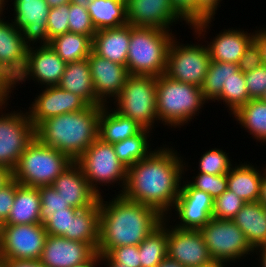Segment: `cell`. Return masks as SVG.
Listing matches in <instances>:
<instances>
[{
	"label": "cell",
	"instance_id": "cell-16",
	"mask_svg": "<svg viewBox=\"0 0 266 267\" xmlns=\"http://www.w3.org/2000/svg\"><path fill=\"white\" fill-rule=\"evenodd\" d=\"M13 25L22 32L26 44L49 45L47 20L50 7L45 0H14ZM35 43V44H34Z\"/></svg>",
	"mask_w": 266,
	"mask_h": 267
},
{
	"label": "cell",
	"instance_id": "cell-2",
	"mask_svg": "<svg viewBox=\"0 0 266 267\" xmlns=\"http://www.w3.org/2000/svg\"><path fill=\"white\" fill-rule=\"evenodd\" d=\"M111 200L99 197V242L97 251L106 255L112 248L139 245L158 228L163 219L155 208L115 194Z\"/></svg>",
	"mask_w": 266,
	"mask_h": 267
},
{
	"label": "cell",
	"instance_id": "cell-49",
	"mask_svg": "<svg viewBox=\"0 0 266 267\" xmlns=\"http://www.w3.org/2000/svg\"><path fill=\"white\" fill-rule=\"evenodd\" d=\"M19 185L20 184L12 178L0 188V226L3 225L9 217L15 198L16 188Z\"/></svg>",
	"mask_w": 266,
	"mask_h": 267
},
{
	"label": "cell",
	"instance_id": "cell-34",
	"mask_svg": "<svg viewBox=\"0 0 266 267\" xmlns=\"http://www.w3.org/2000/svg\"><path fill=\"white\" fill-rule=\"evenodd\" d=\"M150 131L149 129H143L139 134L133 137L112 144L119 161L127 169L138 161L143 160L154 151L148 140V138L151 137L150 134L153 133Z\"/></svg>",
	"mask_w": 266,
	"mask_h": 267
},
{
	"label": "cell",
	"instance_id": "cell-4",
	"mask_svg": "<svg viewBox=\"0 0 266 267\" xmlns=\"http://www.w3.org/2000/svg\"><path fill=\"white\" fill-rule=\"evenodd\" d=\"M156 99L159 123L175 129L188 125L208 103L201 87L182 83L165 74L156 79Z\"/></svg>",
	"mask_w": 266,
	"mask_h": 267
},
{
	"label": "cell",
	"instance_id": "cell-12",
	"mask_svg": "<svg viewBox=\"0 0 266 267\" xmlns=\"http://www.w3.org/2000/svg\"><path fill=\"white\" fill-rule=\"evenodd\" d=\"M48 234L41 223L0 226V259L39 260Z\"/></svg>",
	"mask_w": 266,
	"mask_h": 267
},
{
	"label": "cell",
	"instance_id": "cell-37",
	"mask_svg": "<svg viewBox=\"0 0 266 267\" xmlns=\"http://www.w3.org/2000/svg\"><path fill=\"white\" fill-rule=\"evenodd\" d=\"M249 100L244 73L240 70L226 82L221 94L215 99L216 102L221 101V103L225 104L226 108L228 107L227 110H230V115H233Z\"/></svg>",
	"mask_w": 266,
	"mask_h": 267
},
{
	"label": "cell",
	"instance_id": "cell-42",
	"mask_svg": "<svg viewBox=\"0 0 266 267\" xmlns=\"http://www.w3.org/2000/svg\"><path fill=\"white\" fill-rule=\"evenodd\" d=\"M187 182L195 189L208 193L214 200L227 190V174L212 175L198 172Z\"/></svg>",
	"mask_w": 266,
	"mask_h": 267
},
{
	"label": "cell",
	"instance_id": "cell-50",
	"mask_svg": "<svg viewBox=\"0 0 266 267\" xmlns=\"http://www.w3.org/2000/svg\"><path fill=\"white\" fill-rule=\"evenodd\" d=\"M175 12L191 28L195 24V0H170Z\"/></svg>",
	"mask_w": 266,
	"mask_h": 267
},
{
	"label": "cell",
	"instance_id": "cell-46",
	"mask_svg": "<svg viewBox=\"0 0 266 267\" xmlns=\"http://www.w3.org/2000/svg\"><path fill=\"white\" fill-rule=\"evenodd\" d=\"M250 99H261L266 91V65L244 73Z\"/></svg>",
	"mask_w": 266,
	"mask_h": 267
},
{
	"label": "cell",
	"instance_id": "cell-52",
	"mask_svg": "<svg viewBox=\"0 0 266 267\" xmlns=\"http://www.w3.org/2000/svg\"><path fill=\"white\" fill-rule=\"evenodd\" d=\"M7 267H45L39 260L1 259Z\"/></svg>",
	"mask_w": 266,
	"mask_h": 267
},
{
	"label": "cell",
	"instance_id": "cell-30",
	"mask_svg": "<svg viewBox=\"0 0 266 267\" xmlns=\"http://www.w3.org/2000/svg\"><path fill=\"white\" fill-rule=\"evenodd\" d=\"M99 214V200L93 206L79 210L71 217L70 233H66V238L88 243L97 251Z\"/></svg>",
	"mask_w": 266,
	"mask_h": 267
},
{
	"label": "cell",
	"instance_id": "cell-28",
	"mask_svg": "<svg viewBox=\"0 0 266 267\" xmlns=\"http://www.w3.org/2000/svg\"><path fill=\"white\" fill-rule=\"evenodd\" d=\"M232 221L243 231L253 249L266 245V215L259 202H246Z\"/></svg>",
	"mask_w": 266,
	"mask_h": 267
},
{
	"label": "cell",
	"instance_id": "cell-22",
	"mask_svg": "<svg viewBox=\"0 0 266 267\" xmlns=\"http://www.w3.org/2000/svg\"><path fill=\"white\" fill-rule=\"evenodd\" d=\"M52 186L71 207L79 210L93 206L100 197L91 188L76 162L60 174Z\"/></svg>",
	"mask_w": 266,
	"mask_h": 267
},
{
	"label": "cell",
	"instance_id": "cell-36",
	"mask_svg": "<svg viewBox=\"0 0 266 267\" xmlns=\"http://www.w3.org/2000/svg\"><path fill=\"white\" fill-rule=\"evenodd\" d=\"M239 71L238 64L211 61L201 87L203 97L209 102L221 94L226 82Z\"/></svg>",
	"mask_w": 266,
	"mask_h": 267
},
{
	"label": "cell",
	"instance_id": "cell-3",
	"mask_svg": "<svg viewBox=\"0 0 266 267\" xmlns=\"http://www.w3.org/2000/svg\"><path fill=\"white\" fill-rule=\"evenodd\" d=\"M101 109L89 105L79 112L50 117L35 128V137L75 162L98 138Z\"/></svg>",
	"mask_w": 266,
	"mask_h": 267
},
{
	"label": "cell",
	"instance_id": "cell-60",
	"mask_svg": "<svg viewBox=\"0 0 266 267\" xmlns=\"http://www.w3.org/2000/svg\"><path fill=\"white\" fill-rule=\"evenodd\" d=\"M47 2V5L50 8H55L67 3H70V0H45Z\"/></svg>",
	"mask_w": 266,
	"mask_h": 267
},
{
	"label": "cell",
	"instance_id": "cell-59",
	"mask_svg": "<svg viewBox=\"0 0 266 267\" xmlns=\"http://www.w3.org/2000/svg\"><path fill=\"white\" fill-rule=\"evenodd\" d=\"M103 263L106 267H127L125 265L114 263L107 255H102L101 264L103 265Z\"/></svg>",
	"mask_w": 266,
	"mask_h": 267
},
{
	"label": "cell",
	"instance_id": "cell-41",
	"mask_svg": "<svg viewBox=\"0 0 266 267\" xmlns=\"http://www.w3.org/2000/svg\"><path fill=\"white\" fill-rule=\"evenodd\" d=\"M245 203L234 192L227 189L214 200L212 217L220 220H232Z\"/></svg>",
	"mask_w": 266,
	"mask_h": 267
},
{
	"label": "cell",
	"instance_id": "cell-24",
	"mask_svg": "<svg viewBox=\"0 0 266 267\" xmlns=\"http://www.w3.org/2000/svg\"><path fill=\"white\" fill-rule=\"evenodd\" d=\"M131 37V25L103 29L93 37L92 50L105 59L126 66Z\"/></svg>",
	"mask_w": 266,
	"mask_h": 267
},
{
	"label": "cell",
	"instance_id": "cell-15",
	"mask_svg": "<svg viewBox=\"0 0 266 267\" xmlns=\"http://www.w3.org/2000/svg\"><path fill=\"white\" fill-rule=\"evenodd\" d=\"M167 219V256L185 267H200L213 261L199 230L179 229Z\"/></svg>",
	"mask_w": 266,
	"mask_h": 267
},
{
	"label": "cell",
	"instance_id": "cell-18",
	"mask_svg": "<svg viewBox=\"0 0 266 267\" xmlns=\"http://www.w3.org/2000/svg\"><path fill=\"white\" fill-rule=\"evenodd\" d=\"M126 15L129 25L172 31L171 26L184 21L173 9L170 0H128ZM174 24V25H173Z\"/></svg>",
	"mask_w": 266,
	"mask_h": 267
},
{
	"label": "cell",
	"instance_id": "cell-39",
	"mask_svg": "<svg viewBox=\"0 0 266 267\" xmlns=\"http://www.w3.org/2000/svg\"><path fill=\"white\" fill-rule=\"evenodd\" d=\"M221 1L223 0H195V24L191 27V30L197 36L195 38L197 40L199 38L198 43L202 38L206 39L207 29L209 30L212 26L210 24L215 18L218 7H221L219 5Z\"/></svg>",
	"mask_w": 266,
	"mask_h": 267
},
{
	"label": "cell",
	"instance_id": "cell-62",
	"mask_svg": "<svg viewBox=\"0 0 266 267\" xmlns=\"http://www.w3.org/2000/svg\"><path fill=\"white\" fill-rule=\"evenodd\" d=\"M93 0H70V3H74L83 7H88L89 3Z\"/></svg>",
	"mask_w": 266,
	"mask_h": 267
},
{
	"label": "cell",
	"instance_id": "cell-9",
	"mask_svg": "<svg viewBox=\"0 0 266 267\" xmlns=\"http://www.w3.org/2000/svg\"><path fill=\"white\" fill-rule=\"evenodd\" d=\"M199 232L215 261L231 264L254 254L245 234L232 220L212 218Z\"/></svg>",
	"mask_w": 266,
	"mask_h": 267
},
{
	"label": "cell",
	"instance_id": "cell-63",
	"mask_svg": "<svg viewBox=\"0 0 266 267\" xmlns=\"http://www.w3.org/2000/svg\"><path fill=\"white\" fill-rule=\"evenodd\" d=\"M7 2H9V0H0V19H2V17H5L3 12H5V5H7Z\"/></svg>",
	"mask_w": 266,
	"mask_h": 267
},
{
	"label": "cell",
	"instance_id": "cell-11",
	"mask_svg": "<svg viewBox=\"0 0 266 267\" xmlns=\"http://www.w3.org/2000/svg\"><path fill=\"white\" fill-rule=\"evenodd\" d=\"M181 43L174 37L168 51L165 75L182 83L202 87L211 58L202 43Z\"/></svg>",
	"mask_w": 266,
	"mask_h": 267
},
{
	"label": "cell",
	"instance_id": "cell-43",
	"mask_svg": "<svg viewBox=\"0 0 266 267\" xmlns=\"http://www.w3.org/2000/svg\"><path fill=\"white\" fill-rule=\"evenodd\" d=\"M69 32L83 34L93 40L97 30L86 7L69 3Z\"/></svg>",
	"mask_w": 266,
	"mask_h": 267
},
{
	"label": "cell",
	"instance_id": "cell-7",
	"mask_svg": "<svg viewBox=\"0 0 266 267\" xmlns=\"http://www.w3.org/2000/svg\"><path fill=\"white\" fill-rule=\"evenodd\" d=\"M156 79L154 76L129 75L120 94L113 100V109L151 131L157 124Z\"/></svg>",
	"mask_w": 266,
	"mask_h": 267
},
{
	"label": "cell",
	"instance_id": "cell-58",
	"mask_svg": "<svg viewBox=\"0 0 266 267\" xmlns=\"http://www.w3.org/2000/svg\"><path fill=\"white\" fill-rule=\"evenodd\" d=\"M258 202L263 206H266V172L262 178L261 190Z\"/></svg>",
	"mask_w": 266,
	"mask_h": 267
},
{
	"label": "cell",
	"instance_id": "cell-31",
	"mask_svg": "<svg viewBox=\"0 0 266 267\" xmlns=\"http://www.w3.org/2000/svg\"><path fill=\"white\" fill-rule=\"evenodd\" d=\"M87 10L97 31L128 24L126 3L121 0H93Z\"/></svg>",
	"mask_w": 266,
	"mask_h": 267
},
{
	"label": "cell",
	"instance_id": "cell-23",
	"mask_svg": "<svg viewBox=\"0 0 266 267\" xmlns=\"http://www.w3.org/2000/svg\"><path fill=\"white\" fill-rule=\"evenodd\" d=\"M254 33L242 29H223L211 41H205L211 61L238 64L246 47L254 39Z\"/></svg>",
	"mask_w": 266,
	"mask_h": 267
},
{
	"label": "cell",
	"instance_id": "cell-8",
	"mask_svg": "<svg viewBox=\"0 0 266 267\" xmlns=\"http://www.w3.org/2000/svg\"><path fill=\"white\" fill-rule=\"evenodd\" d=\"M75 162L81 167L86 180L99 196L103 195L100 192L101 186L109 187L117 183L120 186L118 194L122 193L126 183L127 168L119 161L112 144L97 138Z\"/></svg>",
	"mask_w": 266,
	"mask_h": 267
},
{
	"label": "cell",
	"instance_id": "cell-17",
	"mask_svg": "<svg viewBox=\"0 0 266 267\" xmlns=\"http://www.w3.org/2000/svg\"><path fill=\"white\" fill-rule=\"evenodd\" d=\"M34 102L29 106L28 114L36 128L44 120L70 112H79L89 104L80 96L65 91L58 86L43 87Z\"/></svg>",
	"mask_w": 266,
	"mask_h": 267
},
{
	"label": "cell",
	"instance_id": "cell-5",
	"mask_svg": "<svg viewBox=\"0 0 266 267\" xmlns=\"http://www.w3.org/2000/svg\"><path fill=\"white\" fill-rule=\"evenodd\" d=\"M175 36L172 31L131 25L126 63L129 75L159 77L164 74L169 47Z\"/></svg>",
	"mask_w": 266,
	"mask_h": 267
},
{
	"label": "cell",
	"instance_id": "cell-20",
	"mask_svg": "<svg viewBox=\"0 0 266 267\" xmlns=\"http://www.w3.org/2000/svg\"><path fill=\"white\" fill-rule=\"evenodd\" d=\"M95 252L88 243L48 235L39 261L45 267H72L89 259Z\"/></svg>",
	"mask_w": 266,
	"mask_h": 267
},
{
	"label": "cell",
	"instance_id": "cell-61",
	"mask_svg": "<svg viewBox=\"0 0 266 267\" xmlns=\"http://www.w3.org/2000/svg\"><path fill=\"white\" fill-rule=\"evenodd\" d=\"M228 263L223 262V261H215L213 260L212 262H210L207 265H203L200 267H226ZM226 265V266H225Z\"/></svg>",
	"mask_w": 266,
	"mask_h": 267
},
{
	"label": "cell",
	"instance_id": "cell-10",
	"mask_svg": "<svg viewBox=\"0 0 266 267\" xmlns=\"http://www.w3.org/2000/svg\"><path fill=\"white\" fill-rule=\"evenodd\" d=\"M8 103L6 100L0 106V165L12 171L24 150L34 140L35 127L26 109V112L21 109L20 112H3Z\"/></svg>",
	"mask_w": 266,
	"mask_h": 267
},
{
	"label": "cell",
	"instance_id": "cell-54",
	"mask_svg": "<svg viewBox=\"0 0 266 267\" xmlns=\"http://www.w3.org/2000/svg\"><path fill=\"white\" fill-rule=\"evenodd\" d=\"M101 259H102V254L96 251L89 259L79 264H75L72 267H98V266L100 267Z\"/></svg>",
	"mask_w": 266,
	"mask_h": 267
},
{
	"label": "cell",
	"instance_id": "cell-26",
	"mask_svg": "<svg viewBox=\"0 0 266 267\" xmlns=\"http://www.w3.org/2000/svg\"><path fill=\"white\" fill-rule=\"evenodd\" d=\"M57 86L80 96L91 106H104L96 96L88 58L67 63Z\"/></svg>",
	"mask_w": 266,
	"mask_h": 267
},
{
	"label": "cell",
	"instance_id": "cell-33",
	"mask_svg": "<svg viewBox=\"0 0 266 267\" xmlns=\"http://www.w3.org/2000/svg\"><path fill=\"white\" fill-rule=\"evenodd\" d=\"M232 116L257 142L266 144V102L250 99Z\"/></svg>",
	"mask_w": 266,
	"mask_h": 267
},
{
	"label": "cell",
	"instance_id": "cell-44",
	"mask_svg": "<svg viewBox=\"0 0 266 267\" xmlns=\"http://www.w3.org/2000/svg\"><path fill=\"white\" fill-rule=\"evenodd\" d=\"M69 32V3L50 8L47 20L49 40Z\"/></svg>",
	"mask_w": 266,
	"mask_h": 267
},
{
	"label": "cell",
	"instance_id": "cell-47",
	"mask_svg": "<svg viewBox=\"0 0 266 267\" xmlns=\"http://www.w3.org/2000/svg\"><path fill=\"white\" fill-rule=\"evenodd\" d=\"M114 263L127 267H141L140 253L137 245H127L112 248L106 254Z\"/></svg>",
	"mask_w": 266,
	"mask_h": 267
},
{
	"label": "cell",
	"instance_id": "cell-21",
	"mask_svg": "<svg viewBox=\"0 0 266 267\" xmlns=\"http://www.w3.org/2000/svg\"><path fill=\"white\" fill-rule=\"evenodd\" d=\"M29 46L11 21L0 19V67L15 81L23 72Z\"/></svg>",
	"mask_w": 266,
	"mask_h": 267
},
{
	"label": "cell",
	"instance_id": "cell-66",
	"mask_svg": "<svg viewBox=\"0 0 266 267\" xmlns=\"http://www.w3.org/2000/svg\"><path fill=\"white\" fill-rule=\"evenodd\" d=\"M261 100H263L264 102H266V91H265L263 97L261 98Z\"/></svg>",
	"mask_w": 266,
	"mask_h": 267
},
{
	"label": "cell",
	"instance_id": "cell-40",
	"mask_svg": "<svg viewBox=\"0 0 266 267\" xmlns=\"http://www.w3.org/2000/svg\"><path fill=\"white\" fill-rule=\"evenodd\" d=\"M38 189L41 197L40 223L45 227L52 220V212L65 211L71 206L52 185L40 186Z\"/></svg>",
	"mask_w": 266,
	"mask_h": 267
},
{
	"label": "cell",
	"instance_id": "cell-19",
	"mask_svg": "<svg viewBox=\"0 0 266 267\" xmlns=\"http://www.w3.org/2000/svg\"><path fill=\"white\" fill-rule=\"evenodd\" d=\"M88 60L96 96L106 105L120 94L129 76L127 67L100 57L93 50Z\"/></svg>",
	"mask_w": 266,
	"mask_h": 267
},
{
	"label": "cell",
	"instance_id": "cell-45",
	"mask_svg": "<svg viewBox=\"0 0 266 267\" xmlns=\"http://www.w3.org/2000/svg\"><path fill=\"white\" fill-rule=\"evenodd\" d=\"M78 211L79 209L69 207L65 211L52 212V220L45 226L47 234L66 238V233H70L71 217Z\"/></svg>",
	"mask_w": 266,
	"mask_h": 267
},
{
	"label": "cell",
	"instance_id": "cell-55",
	"mask_svg": "<svg viewBox=\"0 0 266 267\" xmlns=\"http://www.w3.org/2000/svg\"><path fill=\"white\" fill-rule=\"evenodd\" d=\"M12 179V171L0 165V188Z\"/></svg>",
	"mask_w": 266,
	"mask_h": 267
},
{
	"label": "cell",
	"instance_id": "cell-27",
	"mask_svg": "<svg viewBox=\"0 0 266 267\" xmlns=\"http://www.w3.org/2000/svg\"><path fill=\"white\" fill-rule=\"evenodd\" d=\"M111 107L109 104L102 106L99 114L98 138L103 142L114 144L133 137L144 129L136 121L120 115Z\"/></svg>",
	"mask_w": 266,
	"mask_h": 267
},
{
	"label": "cell",
	"instance_id": "cell-25",
	"mask_svg": "<svg viewBox=\"0 0 266 267\" xmlns=\"http://www.w3.org/2000/svg\"><path fill=\"white\" fill-rule=\"evenodd\" d=\"M236 165V166H235ZM227 173V189L234 192L245 202H258L262 178L266 172L250 162L235 163Z\"/></svg>",
	"mask_w": 266,
	"mask_h": 267
},
{
	"label": "cell",
	"instance_id": "cell-13",
	"mask_svg": "<svg viewBox=\"0 0 266 267\" xmlns=\"http://www.w3.org/2000/svg\"><path fill=\"white\" fill-rule=\"evenodd\" d=\"M36 47H29L25 68L14 81L15 89L16 86L26 83V80L38 82L40 88L59 84L67 63L49 45Z\"/></svg>",
	"mask_w": 266,
	"mask_h": 267
},
{
	"label": "cell",
	"instance_id": "cell-53",
	"mask_svg": "<svg viewBox=\"0 0 266 267\" xmlns=\"http://www.w3.org/2000/svg\"><path fill=\"white\" fill-rule=\"evenodd\" d=\"M254 40L259 45L263 64L266 65V28H260L255 30Z\"/></svg>",
	"mask_w": 266,
	"mask_h": 267
},
{
	"label": "cell",
	"instance_id": "cell-51",
	"mask_svg": "<svg viewBox=\"0 0 266 267\" xmlns=\"http://www.w3.org/2000/svg\"><path fill=\"white\" fill-rule=\"evenodd\" d=\"M12 90H14V81L0 67V94L6 100H10Z\"/></svg>",
	"mask_w": 266,
	"mask_h": 267
},
{
	"label": "cell",
	"instance_id": "cell-48",
	"mask_svg": "<svg viewBox=\"0 0 266 267\" xmlns=\"http://www.w3.org/2000/svg\"><path fill=\"white\" fill-rule=\"evenodd\" d=\"M263 65L261 50L258 43L253 39L246 47L241 59L238 62L239 70L242 73L253 71Z\"/></svg>",
	"mask_w": 266,
	"mask_h": 267
},
{
	"label": "cell",
	"instance_id": "cell-65",
	"mask_svg": "<svg viewBox=\"0 0 266 267\" xmlns=\"http://www.w3.org/2000/svg\"><path fill=\"white\" fill-rule=\"evenodd\" d=\"M0 267H7L6 263L1 259H0Z\"/></svg>",
	"mask_w": 266,
	"mask_h": 267
},
{
	"label": "cell",
	"instance_id": "cell-29",
	"mask_svg": "<svg viewBox=\"0 0 266 267\" xmlns=\"http://www.w3.org/2000/svg\"><path fill=\"white\" fill-rule=\"evenodd\" d=\"M41 197L38 187L19 185L13 206L4 224L22 225L40 223Z\"/></svg>",
	"mask_w": 266,
	"mask_h": 267
},
{
	"label": "cell",
	"instance_id": "cell-56",
	"mask_svg": "<svg viewBox=\"0 0 266 267\" xmlns=\"http://www.w3.org/2000/svg\"><path fill=\"white\" fill-rule=\"evenodd\" d=\"M156 267H185L181 265L177 260L166 256L161 263H159Z\"/></svg>",
	"mask_w": 266,
	"mask_h": 267
},
{
	"label": "cell",
	"instance_id": "cell-6",
	"mask_svg": "<svg viewBox=\"0 0 266 267\" xmlns=\"http://www.w3.org/2000/svg\"><path fill=\"white\" fill-rule=\"evenodd\" d=\"M73 163L68 155L35 137L18 159L12 178L23 186H48Z\"/></svg>",
	"mask_w": 266,
	"mask_h": 267
},
{
	"label": "cell",
	"instance_id": "cell-38",
	"mask_svg": "<svg viewBox=\"0 0 266 267\" xmlns=\"http://www.w3.org/2000/svg\"><path fill=\"white\" fill-rule=\"evenodd\" d=\"M228 154L226 150L223 151L220 148H212L203 152L198 161V172L212 175L227 174L234 165Z\"/></svg>",
	"mask_w": 266,
	"mask_h": 267
},
{
	"label": "cell",
	"instance_id": "cell-57",
	"mask_svg": "<svg viewBox=\"0 0 266 267\" xmlns=\"http://www.w3.org/2000/svg\"><path fill=\"white\" fill-rule=\"evenodd\" d=\"M255 252H256V255H258V256L260 255L259 258H258L259 259L258 261L260 262V266L261 267H266V245L254 249V253Z\"/></svg>",
	"mask_w": 266,
	"mask_h": 267
},
{
	"label": "cell",
	"instance_id": "cell-35",
	"mask_svg": "<svg viewBox=\"0 0 266 267\" xmlns=\"http://www.w3.org/2000/svg\"><path fill=\"white\" fill-rule=\"evenodd\" d=\"M141 267H156L167 256V218L139 245Z\"/></svg>",
	"mask_w": 266,
	"mask_h": 267
},
{
	"label": "cell",
	"instance_id": "cell-1",
	"mask_svg": "<svg viewBox=\"0 0 266 267\" xmlns=\"http://www.w3.org/2000/svg\"><path fill=\"white\" fill-rule=\"evenodd\" d=\"M167 146L163 144V147L155 148L149 156L127 169L126 183L121 195L128 200L155 208L171 220L182 179H185L184 175L189 169L183 156L173 147Z\"/></svg>",
	"mask_w": 266,
	"mask_h": 267
},
{
	"label": "cell",
	"instance_id": "cell-32",
	"mask_svg": "<svg viewBox=\"0 0 266 267\" xmlns=\"http://www.w3.org/2000/svg\"><path fill=\"white\" fill-rule=\"evenodd\" d=\"M49 46L66 63L87 59L93 40L86 35L67 32L50 40Z\"/></svg>",
	"mask_w": 266,
	"mask_h": 267
},
{
	"label": "cell",
	"instance_id": "cell-14",
	"mask_svg": "<svg viewBox=\"0 0 266 267\" xmlns=\"http://www.w3.org/2000/svg\"><path fill=\"white\" fill-rule=\"evenodd\" d=\"M213 204L214 199L208 193L193 188L187 180H183L173 207V212L179 219L174 226L179 229L199 230L213 218Z\"/></svg>",
	"mask_w": 266,
	"mask_h": 267
},
{
	"label": "cell",
	"instance_id": "cell-64",
	"mask_svg": "<svg viewBox=\"0 0 266 267\" xmlns=\"http://www.w3.org/2000/svg\"><path fill=\"white\" fill-rule=\"evenodd\" d=\"M6 101V99L0 94V106Z\"/></svg>",
	"mask_w": 266,
	"mask_h": 267
}]
</instances>
